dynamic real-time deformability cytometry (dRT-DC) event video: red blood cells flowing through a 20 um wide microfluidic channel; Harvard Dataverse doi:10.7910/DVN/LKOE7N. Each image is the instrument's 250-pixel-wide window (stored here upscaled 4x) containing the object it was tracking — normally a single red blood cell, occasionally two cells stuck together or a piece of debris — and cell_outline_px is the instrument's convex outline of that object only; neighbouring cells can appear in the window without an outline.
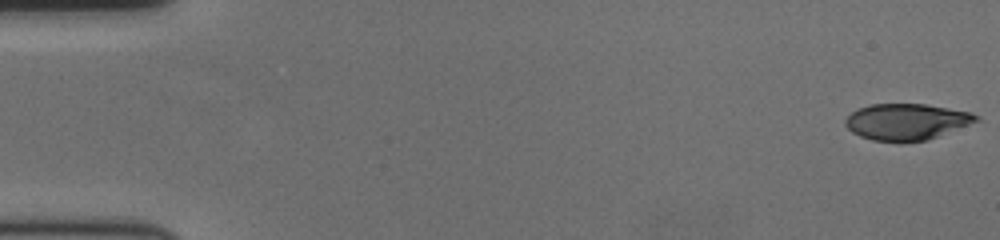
{"species": "human", "species_latin": "Homo sapiens", "temperature_condition": "cold", "stored_images_in_passage": 58, "camera_frame_rate_fps": 3000, "um_per_image_px": 0.085, "donor": {"sex": "female"}, "frame": {"image": 1, "passage_image": 1, "time_ms": 0.0, "image_size_px": [1000, 240], "cell_outline_px": [[980, 120], [928, 140], [900, 144], [872, 140], [860, 136], [852, 132], [844, 124], [844, 120], [856, 108], [872, 104], [928, 104], [972, 112], [980, 116]], "centroid_in_image_um": [77.05, 10.37], "position_along_channel_um": 7.9, "area_um2": 28.26}}
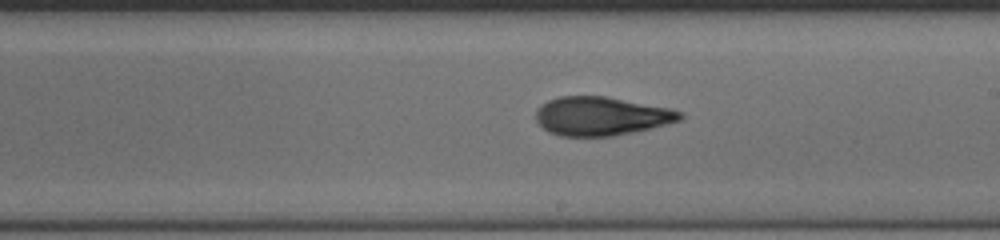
{"frame": {"image": 2, "passage_image": 34, "time_ms": 11.0, "image_size_px": [1000, 240], "cell_outline_px": [[684, 116], [680, 120], [652, 128], [612, 136], [560, 136], [548, 132], [536, 120], [536, 108], [540, 104], [548, 100], [560, 96], [604, 96], [672, 108], [684, 112]], "centroid_in_image_um": [51.11, 9.86], "position_along_channel_um": 237.9, "area_um2": 32.66}}
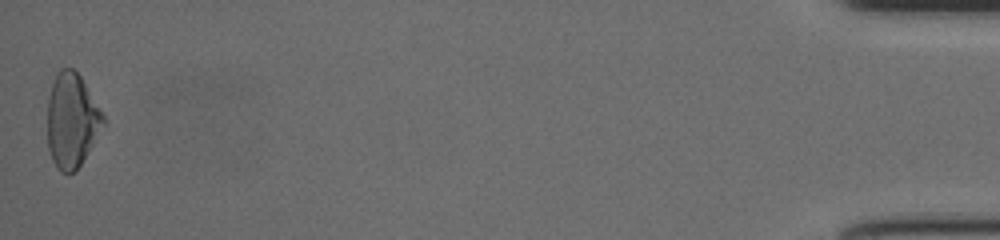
{"frame": {"image": 3, "passage_image": 58, "time_ms": 19.0, "image_size_px": [1000, 240], "cell_outline_px": [[104, 124], [80, 164], [72, 172], [60, 172], [56, 168], [52, 160], [48, 148], [48, 96], [56, 72], [60, 68], [72, 68], [80, 76], [104, 116]], "centroid_in_image_um": [6.07, 10.22], "position_along_channel_um": 429.1, "area_um2": 30.11}, "authors_computed_cell_mechanics": {"area_um2": 31.1253, "velocity_mm_per_s": 3.5996, "shape_relaxation_time_tau1_ms": 4.2261, "shape_relaxation_time_tau2_ms": 3.9286, "deformation_change_tau1": 0.1554, "deformation_change_tau2": 0.116}}